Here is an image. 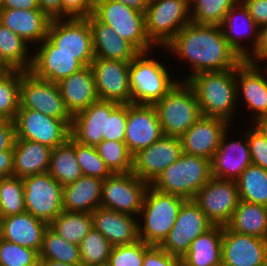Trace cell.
I'll use <instances>...</instances> for the list:
<instances>
[{
	"label": "cell",
	"mask_w": 267,
	"mask_h": 266,
	"mask_svg": "<svg viewBox=\"0 0 267 266\" xmlns=\"http://www.w3.org/2000/svg\"><path fill=\"white\" fill-rule=\"evenodd\" d=\"M246 61L256 65L266 62L265 64L267 66V25L260 28L258 45L253 54Z\"/></svg>",
	"instance_id": "db71d44e"
},
{
	"label": "cell",
	"mask_w": 267,
	"mask_h": 266,
	"mask_svg": "<svg viewBox=\"0 0 267 266\" xmlns=\"http://www.w3.org/2000/svg\"><path fill=\"white\" fill-rule=\"evenodd\" d=\"M212 226L199 205L193 199H186L179 209L173 228L159 246L181 259L189 250L190 244Z\"/></svg>",
	"instance_id": "5bb4252c"
},
{
	"label": "cell",
	"mask_w": 267,
	"mask_h": 266,
	"mask_svg": "<svg viewBox=\"0 0 267 266\" xmlns=\"http://www.w3.org/2000/svg\"><path fill=\"white\" fill-rule=\"evenodd\" d=\"M62 18H87L93 12L94 0H61Z\"/></svg>",
	"instance_id": "f907efd6"
},
{
	"label": "cell",
	"mask_w": 267,
	"mask_h": 266,
	"mask_svg": "<svg viewBox=\"0 0 267 266\" xmlns=\"http://www.w3.org/2000/svg\"><path fill=\"white\" fill-rule=\"evenodd\" d=\"M48 226L66 241L80 245L93 228V219L91 213L63 210Z\"/></svg>",
	"instance_id": "8d00e7d4"
},
{
	"label": "cell",
	"mask_w": 267,
	"mask_h": 266,
	"mask_svg": "<svg viewBox=\"0 0 267 266\" xmlns=\"http://www.w3.org/2000/svg\"><path fill=\"white\" fill-rule=\"evenodd\" d=\"M92 15L111 27L139 53L157 48L146 33L145 12L128 7L117 0H94Z\"/></svg>",
	"instance_id": "52a82bcc"
},
{
	"label": "cell",
	"mask_w": 267,
	"mask_h": 266,
	"mask_svg": "<svg viewBox=\"0 0 267 266\" xmlns=\"http://www.w3.org/2000/svg\"><path fill=\"white\" fill-rule=\"evenodd\" d=\"M246 133L252 164L258 165L267 171V139L261 131L252 123H248Z\"/></svg>",
	"instance_id": "c3c4849f"
},
{
	"label": "cell",
	"mask_w": 267,
	"mask_h": 266,
	"mask_svg": "<svg viewBox=\"0 0 267 266\" xmlns=\"http://www.w3.org/2000/svg\"><path fill=\"white\" fill-rule=\"evenodd\" d=\"M103 179L82 175L63 186V209L69 212L92 213L101 207Z\"/></svg>",
	"instance_id": "4dcf8cb0"
},
{
	"label": "cell",
	"mask_w": 267,
	"mask_h": 266,
	"mask_svg": "<svg viewBox=\"0 0 267 266\" xmlns=\"http://www.w3.org/2000/svg\"><path fill=\"white\" fill-rule=\"evenodd\" d=\"M151 246L140 239L134 243L113 246L107 266H142L144 253Z\"/></svg>",
	"instance_id": "7dc6e473"
},
{
	"label": "cell",
	"mask_w": 267,
	"mask_h": 266,
	"mask_svg": "<svg viewBox=\"0 0 267 266\" xmlns=\"http://www.w3.org/2000/svg\"><path fill=\"white\" fill-rule=\"evenodd\" d=\"M26 212L49 224L63 209V186L48 172L22 179Z\"/></svg>",
	"instance_id": "7c38bea8"
},
{
	"label": "cell",
	"mask_w": 267,
	"mask_h": 266,
	"mask_svg": "<svg viewBox=\"0 0 267 266\" xmlns=\"http://www.w3.org/2000/svg\"><path fill=\"white\" fill-rule=\"evenodd\" d=\"M240 0H189L191 22L218 25L229 9Z\"/></svg>",
	"instance_id": "60d3db41"
},
{
	"label": "cell",
	"mask_w": 267,
	"mask_h": 266,
	"mask_svg": "<svg viewBox=\"0 0 267 266\" xmlns=\"http://www.w3.org/2000/svg\"><path fill=\"white\" fill-rule=\"evenodd\" d=\"M170 55L188 62V75L179 81H187L202 72H219L235 69L243 60L230 47L218 25L190 22L164 47Z\"/></svg>",
	"instance_id": "6da1fadb"
},
{
	"label": "cell",
	"mask_w": 267,
	"mask_h": 266,
	"mask_svg": "<svg viewBox=\"0 0 267 266\" xmlns=\"http://www.w3.org/2000/svg\"><path fill=\"white\" fill-rule=\"evenodd\" d=\"M193 200L213 225L226 226L240 200L237 183L212 177Z\"/></svg>",
	"instance_id": "9a60e30c"
},
{
	"label": "cell",
	"mask_w": 267,
	"mask_h": 266,
	"mask_svg": "<svg viewBox=\"0 0 267 266\" xmlns=\"http://www.w3.org/2000/svg\"><path fill=\"white\" fill-rule=\"evenodd\" d=\"M127 123V104H119L107 116L106 134L103 140L124 141Z\"/></svg>",
	"instance_id": "681fc988"
},
{
	"label": "cell",
	"mask_w": 267,
	"mask_h": 266,
	"mask_svg": "<svg viewBox=\"0 0 267 266\" xmlns=\"http://www.w3.org/2000/svg\"><path fill=\"white\" fill-rule=\"evenodd\" d=\"M255 23L261 28L267 25V0H240Z\"/></svg>",
	"instance_id": "f5cc1de1"
},
{
	"label": "cell",
	"mask_w": 267,
	"mask_h": 266,
	"mask_svg": "<svg viewBox=\"0 0 267 266\" xmlns=\"http://www.w3.org/2000/svg\"><path fill=\"white\" fill-rule=\"evenodd\" d=\"M173 266H187L182 259H179Z\"/></svg>",
	"instance_id": "e7e4bbea"
},
{
	"label": "cell",
	"mask_w": 267,
	"mask_h": 266,
	"mask_svg": "<svg viewBox=\"0 0 267 266\" xmlns=\"http://www.w3.org/2000/svg\"><path fill=\"white\" fill-rule=\"evenodd\" d=\"M95 57L130 62L139 52L111 27L98 21L92 14L88 17Z\"/></svg>",
	"instance_id": "f546056e"
},
{
	"label": "cell",
	"mask_w": 267,
	"mask_h": 266,
	"mask_svg": "<svg viewBox=\"0 0 267 266\" xmlns=\"http://www.w3.org/2000/svg\"><path fill=\"white\" fill-rule=\"evenodd\" d=\"M267 239L240 234L223 226L222 266H264Z\"/></svg>",
	"instance_id": "44dd1931"
},
{
	"label": "cell",
	"mask_w": 267,
	"mask_h": 266,
	"mask_svg": "<svg viewBox=\"0 0 267 266\" xmlns=\"http://www.w3.org/2000/svg\"><path fill=\"white\" fill-rule=\"evenodd\" d=\"M179 259L164 251L160 246L152 245L144 253L142 266H173Z\"/></svg>",
	"instance_id": "816d5d0a"
},
{
	"label": "cell",
	"mask_w": 267,
	"mask_h": 266,
	"mask_svg": "<svg viewBox=\"0 0 267 266\" xmlns=\"http://www.w3.org/2000/svg\"><path fill=\"white\" fill-rule=\"evenodd\" d=\"M40 9L52 20L62 18L61 0H38Z\"/></svg>",
	"instance_id": "9f6ffc18"
},
{
	"label": "cell",
	"mask_w": 267,
	"mask_h": 266,
	"mask_svg": "<svg viewBox=\"0 0 267 266\" xmlns=\"http://www.w3.org/2000/svg\"><path fill=\"white\" fill-rule=\"evenodd\" d=\"M152 52L138 53L130 61L131 104L153 105L179 81L173 78L168 66L151 56Z\"/></svg>",
	"instance_id": "3957f363"
},
{
	"label": "cell",
	"mask_w": 267,
	"mask_h": 266,
	"mask_svg": "<svg viewBox=\"0 0 267 266\" xmlns=\"http://www.w3.org/2000/svg\"><path fill=\"white\" fill-rule=\"evenodd\" d=\"M220 27L230 47L242 60H247L258 45L260 27L241 1L229 9ZM247 41L251 43L250 48L244 44Z\"/></svg>",
	"instance_id": "ffe728a7"
},
{
	"label": "cell",
	"mask_w": 267,
	"mask_h": 266,
	"mask_svg": "<svg viewBox=\"0 0 267 266\" xmlns=\"http://www.w3.org/2000/svg\"><path fill=\"white\" fill-rule=\"evenodd\" d=\"M223 134L221 143L211 159L212 177L236 181L245 169L252 164L249 142L246 133L241 140L229 141V130Z\"/></svg>",
	"instance_id": "cb8c5ba5"
},
{
	"label": "cell",
	"mask_w": 267,
	"mask_h": 266,
	"mask_svg": "<svg viewBox=\"0 0 267 266\" xmlns=\"http://www.w3.org/2000/svg\"><path fill=\"white\" fill-rule=\"evenodd\" d=\"M239 199L267 207V171L250 164L236 180Z\"/></svg>",
	"instance_id": "f35d334b"
},
{
	"label": "cell",
	"mask_w": 267,
	"mask_h": 266,
	"mask_svg": "<svg viewBox=\"0 0 267 266\" xmlns=\"http://www.w3.org/2000/svg\"><path fill=\"white\" fill-rule=\"evenodd\" d=\"M95 148L112 173L132 172L133 155L124 141L103 140Z\"/></svg>",
	"instance_id": "ee69618b"
},
{
	"label": "cell",
	"mask_w": 267,
	"mask_h": 266,
	"mask_svg": "<svg viewBox=\"0 0 267 266\" xmlns=\"http://www.w3.org/2000/svg\"><path fill=\"white\" fill-rule=\"evenodd\" d=\"M185 200L181 196L163 193L149 186L139 214V239L146 244L159 246L173 228Z\"/></svg>",
	"instance_id": "277c9868"
},
{
	"label": "cell",
	"mask_w": 267,
	"mask_h": 266,
	"mask_svg": "<svg viewBox=\"0 0 267 266\" xmlns=\"http://www.w3.org/2000/svg\"><path fill=\"white\" fill-rule=\"evenodd\" d=\"M119 105L111 101L98 100L73 116L71 137L82 145L96 147L106 134L107 116Z\"/></svg>",
	"instance_id": "d4e9b609"
},
{
	"label": "cell",
	"mask_w": 267,
	"mask_h": 266,
	"mask_svg": "<svg viewBox=\"0 0 267 266\" xmlns=\"http://www.w3.org/2000/svg\"><path fill=\"white\" fill-rule=\"evenodd\" d=\"M253 124L261 131V133L267 139V119H258Z\"/></svg>",
	"instance_id": "94428289"
},
{
	"label": "cell",
	"mask_w": 267,
	"mask_h": 266,
	"mask_svg": "<svg viewBox=\"0 0 267 266\" xmlns=\"http://www.w3.org/2000/svg\"><path fill=\"white\" fill-rule=\"evenodd\" d=\"M75 156L83 175L104 180L113 174L93 146L75 141Z\"/></svg>",
	"instance_id": "f6af8a7d"
},
{
	"label": "cell",
	"mask_w": 267,
	"mask_h": 266,
	"mask_svg": "<svg viewBox=\"0 0 267 266\" xmlns=\"http://www.w3.org/2000/svg\"><path fill=\"white\" fill-rule=\"evenodd\" d=\"M30 45L0 22V60L9 70L29 71L33 51Z\"/></svg>",
	"instance_id": "e575fe53"
},
{
	"label": "cell",
	"mask_w": 267,
	"mask_h": 266,
	"mask_svg": "<svg viewBox=\"0 0 267 266\" xmlns=\"http://www.w3.org/2000/svg\"><path fill=\"white\" fill-rule=\"evenodd\" d=\"M39 258L40 260H53L73 266H81L79 245L66 241L49 226L43 234Z\"/></svg>",
	"instance_id": "74e56055"
},
{
	"label": "cell",
	"mask_w": 267,
	"mask_h": 266,
	"mask_svg": "<svg viewBox=\"0 0 267 266\" xmlns=\"http://www.w3.org/2000/svg\"><path fill=\"white\" fill-rule=\"evenodd\" d=\"M153 106L164 136L180 138L202 116L195 92L186 81H178Z\"/></svg>",
	"instance_id": "8992f818"
},
{
	"label": "cell",
	"mask_w": 267,
	"mask_h": 266,
	"mask_svg": "<svg viewBox=\"0 0 267 266\" xmlns=\"http://www.w3.org/2000/svg\"><path fill=\"white\" fill-rule=\"evenodd\" d=\"M48 173L62 186L83 175L75 156V140L71 136L52 149Z\"/></svg>",
	"instance_id": "d590c367"
},
{
	"label": "cell",
	"mask_w": 267,
	"mask_h": 266,
	"mask_svg": "<svg viewBox=\"0 0 267 266\" xmlns=\"http://www.w3.org/2000/svg\"><path fill=\"white\" fill-rule=\"evenodd\" d=\"M211 178V160L183 152L150 186L163 193L194 199Z\"/></svg>",
	"instance_id": "5b68a950"
},
{
	"label": "cell",
	"mask_w": 267,
	"mask_h": 266,
	"mask_svg": "<svg viewBox=\"0 0 267 266\" xmlns=\"http://www.w3.org/2000/svg\"><path fill=\"white\" fill-rule=\"evenodd\" d=\"M140 12H146L150 0H117Z\"/></svg>",
	"instance_id": "91938a15"
},
{
	"label": "cell",
	"mask_w": 267,
	"mask_h": 266,
	"mask_svg": "<svg viewBox=\"0 0 267 266\" xmlns=\"http://www.w3.org/2000/svg\"><path fill=\"white\" fill-rule=\"evenodd\" d=\"M39 266H73V265L53 260H40Z\"/></svg>",
	"instance_id": "6125c7cd"
},
{
	"label": "cell",
	"mask_w": 267,
	"mask_h": 266,
	"mask_svg": "<svg viewBox=\"0 0 267 266\" xmlns=\"http://www.w3.org/2000/svg\"><path fill=\"white\" fill-rule=\"evenodd\" d=\"M48 224L29 212L0 218V238L40 252Z\"/></svg>",
	"instance_id": "83f0119b"
},
{
	"label": "cell",
	"mask_w": 267,
	"mask_h": 266,
	"mask_svg": "<svg viewBox=\"0 0 267 266\" xmlns=\"http://www.w3.org/2000/svg\"><path fill=\"white\" fill-rule=\"evenodd\" d=\"M0 22L36 47L47 38L51 19L41 9H1Z\"/></svg>",
	"instance_id": "484cf974"
},
{
	"label": "cell",
	"mask_w": 267,
	"mask_h": 266,
	"mask_svg": "<svg viewBox=\"0 0 267 266\" xmlns=\"http://www.w3.org/2000/svg\"><path fill=\"white\" fill-rule=\"evenodd\" d=\"M81 266H107L112 244L95 228L82 239L79 245Z\"/></svg>",
	"instance_id": "ab89813d"
},
{
	"label": "cell",
	"mask_w": 267,
	"mask_h": 266,
	"mask_svg": "<svg viewBox=\"0 0 267 266\" xmlns=\"http://www.w3.org/2000/svg\"><path fill=\"white\" fill-rule=\"evenodd\" d=\"M3 1L4 0H0V10L2 9Z\"/></svg>",
	"instance_id": "003e7915"
},
{
	"label": "cell",
	"mask_w": 267,
	"mask_h": 266,
	"mask_svg": "<svg viewBox=\"0 0 267 266\" xmlns=\"http://www.w3.org/2000/svg\"><path fill=\"white\" fill-rule=\"evenodd\" d=\"M91 215L93 228L98 230L112 246L130 244L139 240V217L103 207L96 208Z\"/></svg>",
	"instance_id": "4316f807"
},
{
	"label": "cell",
	"mask_w": 267,
	"mask_h": 266,
	"mask_svg": "<svg viewBox=\"0 0 267 266\" xmlns=\"http://www.w3.org/2000/svg\"><path fill=\"white\" fill-rule=\"evenodd\" d=\"M14 151L13 147L0 151V177L13 176L14 171Z\"/></svg>",
	"instance_id": "6f0895ef"
},
{
	"label": "cell",
	"mask_w": 267,
	"mask_h": 266,
	"mask_svg": "<svg viewBox=\"0 0 267 266\" xmlns=\"http://www.w3.org/2000/svg\"><path fill=\"white\" fill-rule=\"evenodd\" d=\"M9 69L5 66V64L0 60V76L5 74Z\"/></svg>",
	"instance_id": "be15d7a7"
},
{
	"label": "cell",
	"mask_w": 267,
	"mask_h": 266,
	"mask_svg": "<svg viewBox=\"0 0 267 266\" xmlns=\"http://www.w3.org/2000/svg\"><path fill=\"white\" fill-rule=\"evenodd\" d=\"M6 119L0 115V124H2Z\"/></svg>",
	"instance_id": "03108f58"
},
{
	"label": "cell",
	"mask_w": 267,
	"mask_h": 266,
	"mask_svg": "<svg viewBox=\"0 0 267 266\" xmlns=\"http://www.w3.org/2000/svg\"><path fill=\"white\" fill-rule=\"evenodd\" d=\"M183 153L179 137L162 136L133 155L132 172L151 184L168 166L175 163Z\"/></svg>",
	"instance_id": "ac0fdd59"
},
{
	"label": "cell",
	"mask_w": 267,
	"mask_h": 266,
	"mask_svg": "<svg viewBox=\"0 0 267 266\" xmlns=\"http://www.w3.org/2000/svg\"><path fill=\"white\" fill-rule=\"evenodd\" d=\"M223 226L213 225L198 236L181 258L187 266H222Z\"/></svg>",
	"instance_id": "d6a6232c"
},
{
	"label": "cell",
	"mask_w": 267,
	"mask_h": 266,
	"mask_svg": "<svg viewBox=\"0 0 267 266\" xmlns=\"http://www.w3.org/2000/svg\"><path fill=\"white\" fill-rule=\"evenodd\" d=\"M2 9H40L38 0H4Z\"/></svg>",
	"instance_id": "680465c9"
},
{
	"label": "cell",
	"mask_w": 267,
	"mask_h": 266,
	"mask_svg": "<svg viewBox=\"0 0 267 266\" xmlns=\"http://www.w3.org/2000/svg\"><path fill=\"white\" fill-rule=\"evenodd\" d=\"M26 211L24 185L16 176L0 177V218Z\"/></svg>",
	"instance_id": "b9f144b4"
},
{
	"label": "cell",
	"mask_w": 267,
	"mask_h": 266,
	"mask_svg": "<svg viewBox=\"0 0 267 266\" xmlns=\"http://www.w3.org/2000/svg\"><path fill=\"white\" fill-rule=\"evenodd\" d=\"M263 67V68H262ZM237 101L251 111L250 123L267 117V66L243 60L235 68ZM242 98H241V97ZM244 98V100H243Z\"/></svg>",
	"instance_id": "2e32d148"
},
{
	"label": "cell",
	"mask_w": 267,
	"mask_h": 266,
	"mask_svg": "<svg viewBox=\"0 0 267 266\" xmlns=\"http://www.w3.org/2000/svg\"><path fill=\"white\" fill-rule=\"evenodd\" d=\"M39 252L0 238V266H39Z\"/></svg>",
	"instance_id": "bcb514c9"
},
{
	"label": "cell",
	"mask_w": 267,
	"mask_h": 266,
	"mask_svg": "<svg viewBox=\"0 0 267 266\" xmlns=\"http://www.w3.org/2000/svg\"><path fill=\"white\" fill-rule=\"evenodd\" d=\"M149 186L133 172L113 173L103 180L101 207L137 217Z\"/></svg>",
	"instance_id": "9c48e42d"
},
{
	"label": "cell",
	"mask_w": 267,
	"mask_h": 266,
	"mask_svg": "<svg viewBox=\"0 0 267 266\" xmlns=\"http://www.w3.org/2000/svg\"><path fill=\"white\" fill-rule=\"evenodd\" d=\"M186 82L195 92L202 116L220 118L234 125L235 110L241 104L237 101L235 69L202 72Z\"/></svg>",
	"instance_id": "7a4b0ae2"
},
{
	"label": "cell",
	"mask_w": 267,
	"mask_h": 266,
	"mask_svg": "<svg viewBox=\"0 0 267 266\" xmlns=\"http://www.w3.org/2000/svg\"><path fill=\"white\" fill-rule=\"evenodd\" d=\"M130 62L94 57L92 69L99 100L131 104Z\"/></svg>",
	"instance_id": "e0dca14e"
},
{
	"label": "cell",
	"mask_w": 267,
	"mask_h": 266,
	"mask_svg": "<svg viewBox=\"0 0 267 266\" xmlns=\"http://www.w3.org/2000/svg\"><path fill=\"white\" fill-rule=\"evenodd\" d=\"M47 38L58 51L75 55L83 66H90L95 57L88 18L52 19Z\"/></svg>",
	"instance_id": "30bf717a"
},
{
	"label": "cell",
	"mask_w": 267,
	"mask_h": 266,
	"mask_svg": "<svg viewBox=\"0 0 267 266\" xmlns=\"http://www.w3.org/2000/svg\"><path fill=\"white\" fill-rule=\"evenodd\" d=\"M226 226L240 234L267 239V207L239 200Z\"/></svg>",
	"instance_id": "836d02e7"
},
{
	"label": "cell",
	"mask_w": 267,
	"mask_h": 266,
	"mask_svg": "<svg viewBox=\"0 0 267 266\" xmlns=\"http://www.w3.org/2000/svg\"><path fill=\"white\" fill-rule=\"evenodd\" d=\"M20 108L36 110L60 120H73L66 108L57 83L21 71Z\"/></svg>",
	"instance_id": "4fadbf2b"
},
{
	"label": "cell",
	"mask_w": 267,
	"mask_h": 266,
	"mask_svg": "<svg viewBox=\"0 0 267 266\" xmlns=\"http://www.w3.org/2000/svg\"><path fill=\"white\" fill-rule=\"evenodd\" d=\"M32 53L30 72L37 78L57 83L84 66L75 58V55L58 51L48 38L35 47Z\"/></svg>",
	"instance_id": "7402d4cb"
},
{
	"label": "cell",
	"mask_w": 267,
	"mask_h": 266,
	"mask_svg": "<svg viewBox=\"0 0 267 266\" xmlns=\"http://www.w3.org/2000/svg\"><path fill=\"white\" fill-rule=\"evenodd\" d=\"M16 138L15 123L5 120L0 124V151L11 149Z\"/></svg>",
	"instance_id": "11a10c76"
},
{
	"label": "cell",
	"mask_w": 267,
	"mask_h": 266,
	"mask_svg": "<svg viewBox=\"0 0 267 266\" xmlns=\"http://www.w3.org/2000/svg\"><path fill=\"white\" fill-rule=\"evenodd\" d=\"M14 123L16 139L35 141L51 149L71 136L72 120L56 119L32 109L19 108Z\"/></svg>",
	"instance_id": "8fae6325"
},
{
	"label": "cell",
	"mask_w": 267,
	"mask_h": 266,
	"mask_svg": "<svg viewBox=\"0 0 267 266\" xmlns=\"http://www.w3.org/2000/svg\"><path fill=\"white\" fill-rule=\"evenodd\" d=\"M163 136L153 105L127 104L124 142L132 155L147 148Z\"/></svg>",
	"instance_id": "d6986e66"
},
{
	"label": "cell",
	"mask_w": 267,
	"mask_h": 266,
	"mask_svg": "<svg viewBox=\"0 0 267 266\" xmlns=\"http://www.w3.org/2000/svg\"><path fill=\"white\" fill-rule=\"evenodd\" d=\"M145 22L149 40L163 49L191 22L189 0H150Z\"/></svg>",
	"instance_id": "ba28073f"
},
{
	"label": "cell",
	"mask_w": 267,
	"mask_h": 266,
	"mask_svg": "<svg viewBox=\"0 0 267 266\" xmlns=\"http://www.w3.org/2000/svg\"><path fill=\"white\" fill-rule=\"evenodd\" d=\"M21 71L8 70L0 76V115L14 121L20 108Z\"/></svg>",
	"instance_id": "7bdbcfd3"
},
{
	"label": "cell",
	"mask_w": 267,
	"mask_h": 266,
	"mask_svg": "<svg viewBox=\"0 0 267 266\" xmlns=\"http://www.w3.org/2000/svg\"><path fill=\"white\" fill-rule=\"evenodd\" d=\"M13 176L21 179L49 170L52 149L35 141L16 139L13 145Z\"/></svg>",
	"instance_id": "1f68e13d"
},
{
	"label": "cell",
	"mask_w": 267,
	"mask_h": 266,
	"mask_svg": "<svg viewBox=\"0 0 267 266\" xmlns=\"http://www.w3.org/2000/svg\"><path fill=\"white\" fill-rule=\"evenodd\" d=\"M57 85L66 108L72 116L99 100L90 66H84L69 77L57 82Z\"/></svg>",
	"instance_id": "f1b7e54d"
},
{
	"label": "cell",
	"mask_w": 267,
	"mask_h": 266,
	"mask_svg": "<svg viewBox=\"0 0 267 266\" xmlns=\"http://www.w3.org/2000/svg\"><path fill=\"white\" fill-rule=\"evenodd\" d=\"M230 125L220 118L201 116L180 137L183 152L211 160Z\"/></svg>",
	"instance_id": "603a6c76"
}]
</instances>
